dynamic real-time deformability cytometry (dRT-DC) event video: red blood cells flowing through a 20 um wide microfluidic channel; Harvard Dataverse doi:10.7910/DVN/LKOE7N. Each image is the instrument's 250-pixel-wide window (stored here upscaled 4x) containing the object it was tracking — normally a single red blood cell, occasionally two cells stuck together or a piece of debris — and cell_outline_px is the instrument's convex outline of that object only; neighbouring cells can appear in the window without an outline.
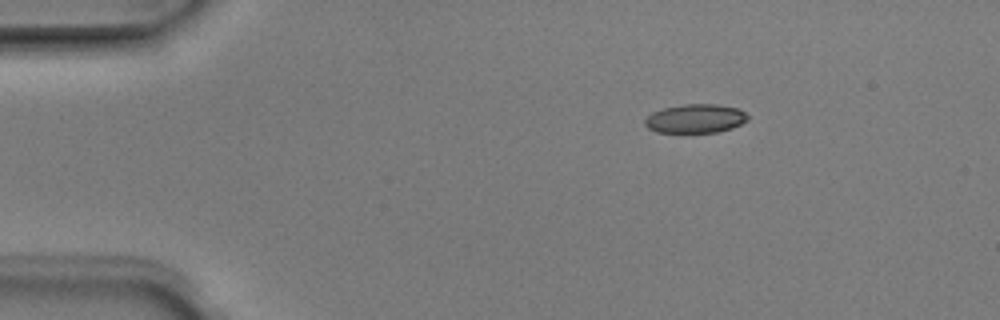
{"species": "Egyptian fruit bat (a non-hibernating species)", "species_latin": "Rousettus aegyptiacus", "temperature_condition": "room temperature", "stored_images_in_passage": 3, "camera_frame_rate_fps": 3000, "um_per_image_px": 0.085, "animal": {"sex": "male"}, "frame": {"image": 1, "passage_image": 1, "time_ms": 0.0, "image_size_px": [1000, 320], "cell_outline_px": [[748, 120], [732, 128], [716, 132], [656, 132], [648, 128], [644, 124], [644, 120], [652, 112], [664, 108], [684, 104], [716, 104], [740, 108], [748, 116]], "centroid_in_image_um": [59.12, 10.07], "position_along_channel_um": 25.9, "area_um2": 17.28}}
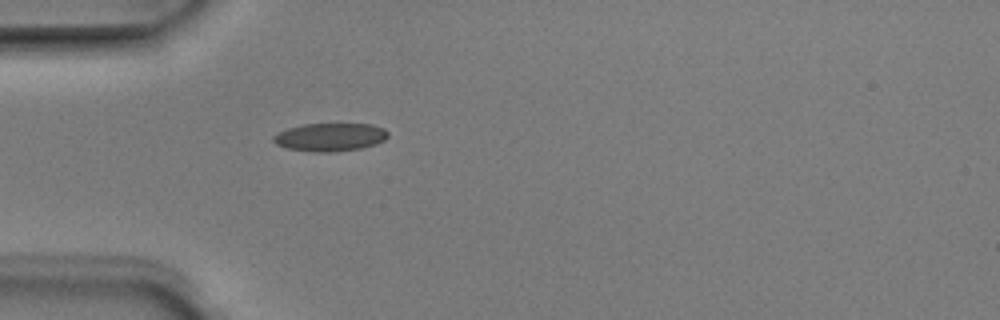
{"frame": {"image": 2, "passage_image": 3, "time_ms": 0.667, "image_size_px": [1000, 320], "cell_outline_px": [[388, 136], [384, 140], [376, 144], [360, 148], [336, 152], [316, 152], [288, 148], [276, 144], [272, 140], [272, 136], [276, 132], [288, 128], [304, 124], [372, 124], [384, 128], [388, 132]], "centroid_in_image_um": [28.05, 11.65], "position_along_channel_um": 56.9, "area_um2": 18.84}}